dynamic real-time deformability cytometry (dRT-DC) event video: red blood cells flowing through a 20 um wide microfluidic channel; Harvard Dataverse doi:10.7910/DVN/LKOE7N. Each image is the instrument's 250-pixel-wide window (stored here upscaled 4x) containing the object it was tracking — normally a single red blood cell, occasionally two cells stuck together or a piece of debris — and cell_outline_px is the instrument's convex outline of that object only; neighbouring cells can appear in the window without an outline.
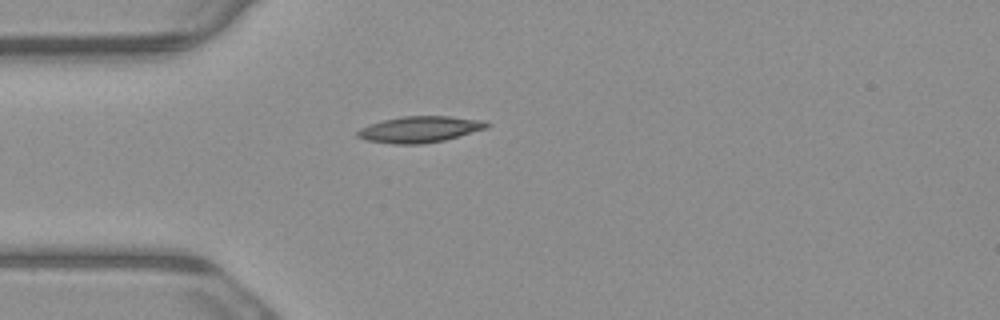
{"species": "common noctule bat (a hibernating species)", "species_latin": "Nyctalus noctula", "temperature_condition": "warm", "stored_images_in_passage": 1, "camera_frame_rate_fps": 3000, "um_per_image_px": 0.085, "animal": {"sex": "male", "body_mass_g": 23.1, "forearm_length_mm": 52.7}, "frame": {"image": 1, "passage_image": 1, "time_ms": 0.0, "image_size_px": [1000, 320], "cell_outline_px": [[488, 128], [444, 140], [420, 144], [392, 144], [368, 140], [356, 136], [356, 132], [360, 128], [368, 124], [384, 120], [404, 116], [448, 116], [484, 120], [488, 124]], "centroid_in_image_um": [35.67, 10.99], "position_along_channel_um": 49.3, "area_um2": 19.65}}